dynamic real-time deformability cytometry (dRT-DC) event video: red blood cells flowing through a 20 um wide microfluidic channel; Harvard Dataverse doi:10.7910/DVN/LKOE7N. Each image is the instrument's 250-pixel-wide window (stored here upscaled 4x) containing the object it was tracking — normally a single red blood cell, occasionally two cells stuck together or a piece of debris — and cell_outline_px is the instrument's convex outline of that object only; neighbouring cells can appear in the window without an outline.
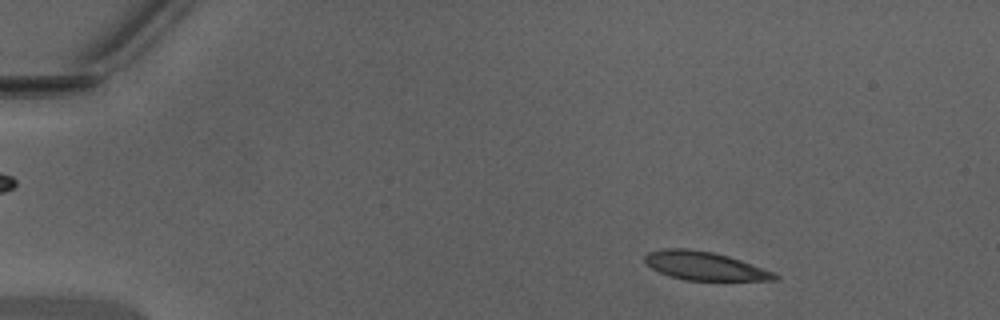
{"species": "Egyptian fruit bat (a non-hibernating species)", "species_latin": "Rousettus aegyptiacus", "temperature_condition": "warm", "stored_images_in_passage": 46, "camera_frame_rate_fps": 3000, "um_per_image_px": 0.085, "animal": {"sex": "male"}, "frame": {"image": 1, "passage_image": 6, "time_ms": 1.667, "image_size_px": [1000, 320], "cell_outline_px": [[780, 280], [688, 280], [672, 276], [660, 272], [652, 268], [644, 260], [644, 256], [648, 252], [660, 248], [688, 248], [712, 252], [728, 256], [776, 272], [780, 276]], "centroid_in_image_um": [59.92, 22.59], "position_along_channel_um": 25.1, "area_um2": 21.5}}
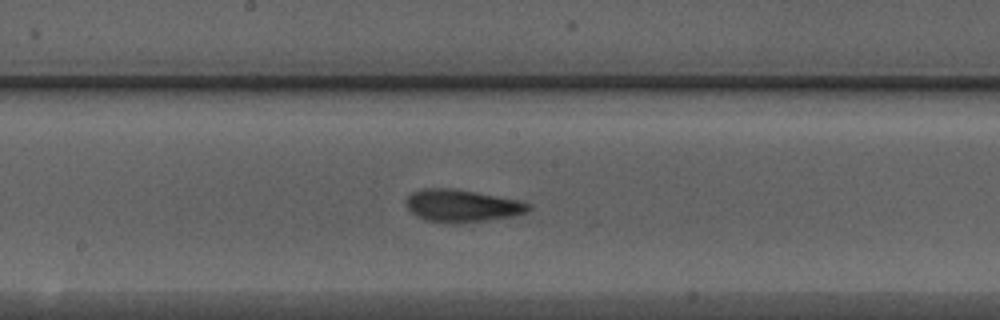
{"frame": {"image": 2, "passage_image": 25, "time_ms": 8.0, "image_size_px": [1000, 320], "cell_outline_px": [[532, 208], [528, 212], [512, 216], [456, 224], [424, 220], [408, 212], [404, 204], [408, 196], [412, 192], [424, 188], [452, 188], [520, 200], [532, 204]], "centroid_in_image_um": [39.24, 17.49], "position_along_channel_um": 209.0, "area_um2": 23.41}}
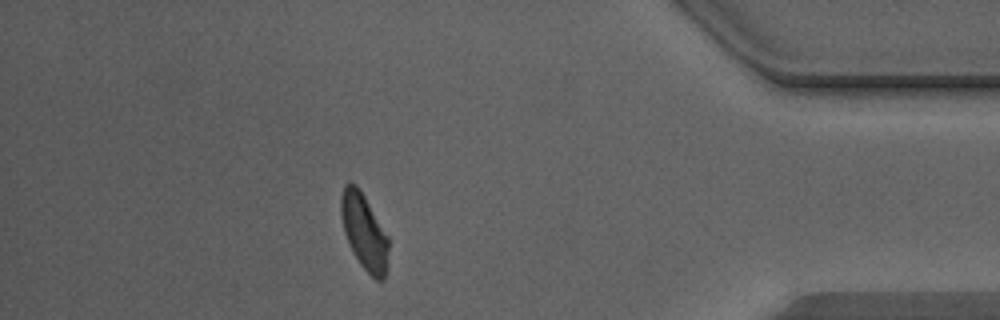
{"frame": {"image": 3, "passage_image": 41, "time_ms": 13.333, "image_size_px": [1000, 320], "cell_outline_px": [[388, 268], [384, 280], [376, 280], [360, 264], [352, 252], [348, 244], [344, 232], [340, 216], [340, 196], [344, 184], [356, 184], [364, 196], [388, 236]], "centroid_in_image_um": [30.94, 19.72], "position_along_channel_um": 404.3, "area_um2": 21.1}, "authors_computed_cell_mechanics": {"area_um2": 22.253, "velocity_mm_per_s": 4.3681, "shape_relaxation_time_tau1_ms": 7.3091, "shape_relaxation_time_tau2_ms": 2.1815, "deformation_change_tau1": 0.1983, "deformation_change_tau2": 0.1077}}